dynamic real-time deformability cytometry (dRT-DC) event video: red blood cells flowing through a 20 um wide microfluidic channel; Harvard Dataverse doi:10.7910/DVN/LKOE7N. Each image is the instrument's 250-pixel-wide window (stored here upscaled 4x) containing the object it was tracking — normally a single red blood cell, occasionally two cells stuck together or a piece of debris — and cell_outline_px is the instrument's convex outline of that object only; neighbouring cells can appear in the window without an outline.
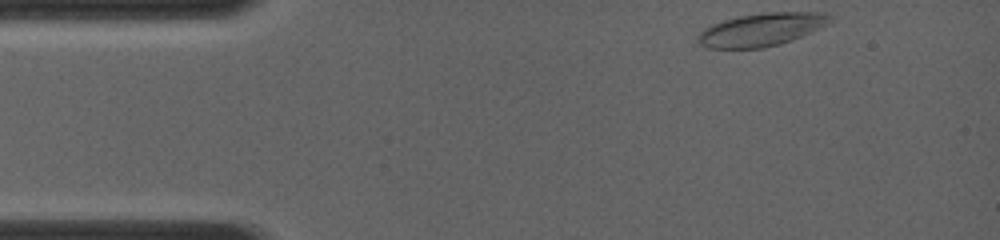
{"species": "common noctule bat (a hibernating species)", "species_latin": "Nyctalus noctula", "temperature_condition": "room temperature", "stored_images_in_passage": 28, "camera_frame_rate_fps": 4000, "um_per_image_px": 0.085, "animal": {"sex": "female", "body_mass_g": 19.0, "forearm_length_mm": 56.7}, "frame": {"image": 1, "passage_image": 1, "time_ms": 0.0, "image_size_px": [1000, 240], "cell_outline_px": [[836, 16], [832, 24], [792, 40], [780, 44], [764, 48], [708, 48], [700, 44], [696, 40], [696, 36], [704, 28], [712, 24], [724, 20], [740, 16], [764, 12], [824, 12]], "centroid_in_image_um": [64.81, 2.5], "position_along_channel_um": 20.2, "area_um2": 25.89}}
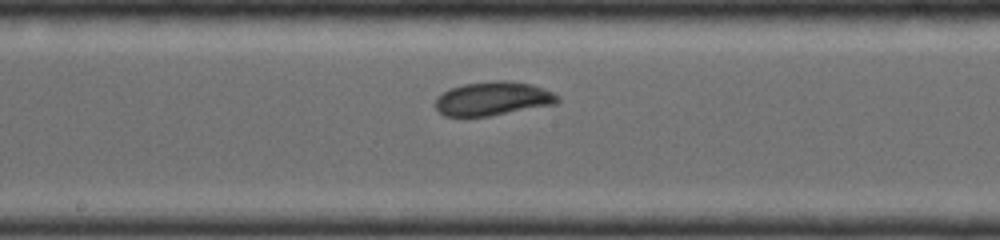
{"frame": {"image": 2, "passage_image": 15, "time_ms": 5.75, "image_size_px": [1000, 240], "cell_outline_px": [[560, 100], [556, 104], [488, 116], [444, 116], [436, 108], [436, 96], [452, 88], [464, 84], [496, 80], [508, 80], [532, 84], [544, 88], [560, 96]], "centroid_in_image_um": [41.93, 8.37], "position_along_channel_um": 206.3, "area_um2": 24.04}}
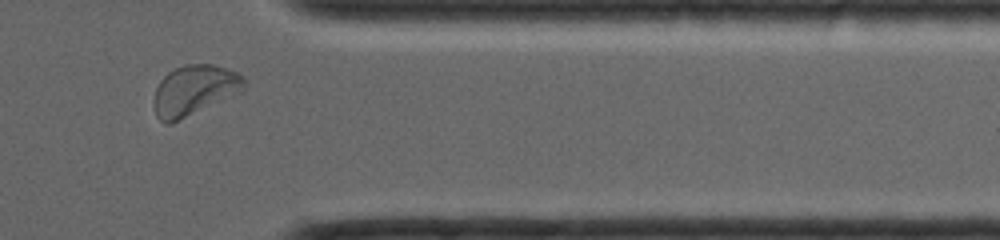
{"frame": {"image": 3, "passage_image": 25, "time_ms": 10.0, "image_size_px": [1000, 240], "cell_outline_px": [[244, 88], [240, 92], [232, 96], [172, 124], [164, 124], [156, 116], [152, 104], [152, 100], [156, 88], [160, 80], [168, 72], [184, 64], [212, 64], [236, 72], [244, 76]], "centroid_in_image_um": [16.46, 7.69], "position_along_channel_um": 394.9, "area_um2": 26.59}}